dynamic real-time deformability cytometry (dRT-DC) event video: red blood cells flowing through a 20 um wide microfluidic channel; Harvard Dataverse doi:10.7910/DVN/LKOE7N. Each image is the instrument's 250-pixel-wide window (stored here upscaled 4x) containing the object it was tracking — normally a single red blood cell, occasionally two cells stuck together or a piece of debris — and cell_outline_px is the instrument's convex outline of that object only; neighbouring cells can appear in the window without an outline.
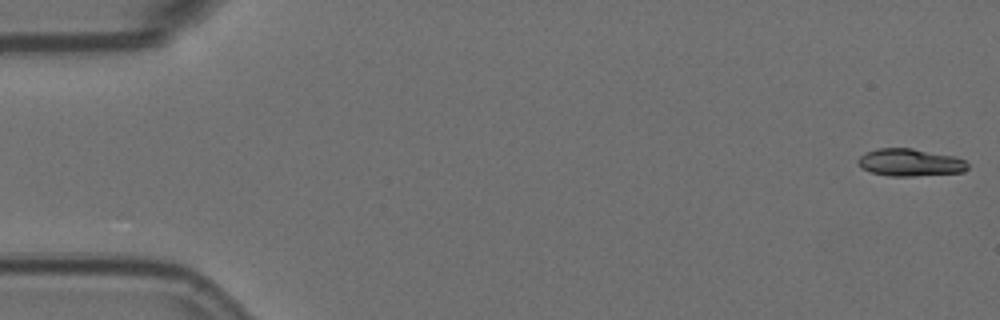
{"species": "Egyptian fruit bat (a non-hibernating species)", "species_latin": "Rousettus aegyptiacus", "temperature_condition": "room temperature", "stored_images_in_passage": 9, "camera_frame_rate_fps": 3000, "um_per_image_px": 0.085, "animal": {"sex": "female"}, "frame": {"image": 1, "passage_image": 1, "time_ms": 0.0, "image_size_px": [1000, 320], "cell_outline_px": [[968, 168], [964, 172], [916, 176], [888, 176], [872, 172], [864, 168], [856, 160], [864, 152], [876, 148], [912, 148], [956, 156], [964, 160], [968, 164]], "centroid_in_image_um": [77.38, 13.8], "position_along_channel_um": 7.6, "area_um2": 17.63}}
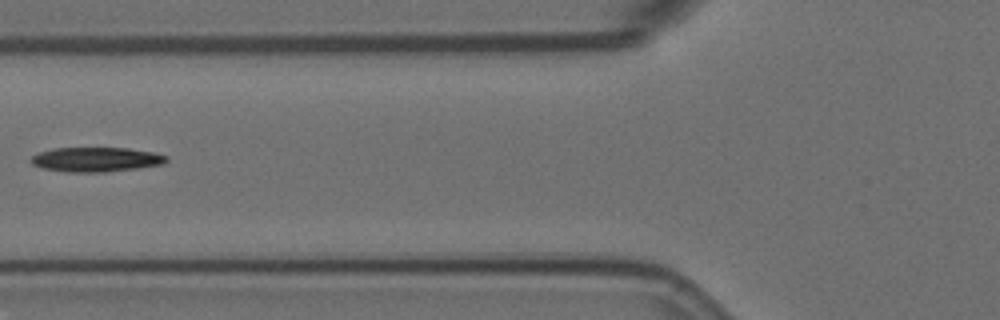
{"frame": {"image": 2, "passage_image": 7, "time_ms": 2.0, "image_size_px": [1000, 320], "cell_outline_px": [[168, 160], [164, 164], [140, 168], [104, 172], [68, 172], [44, 168], [32, 164], [28, 160], [36, 152], [56, 148], [128, 148], [156, 152], [168, 156]], "centroid_in_image_um": [8.19, 13.55], "position_along_channel_um": 117.6, "area_um2": 19.59}}
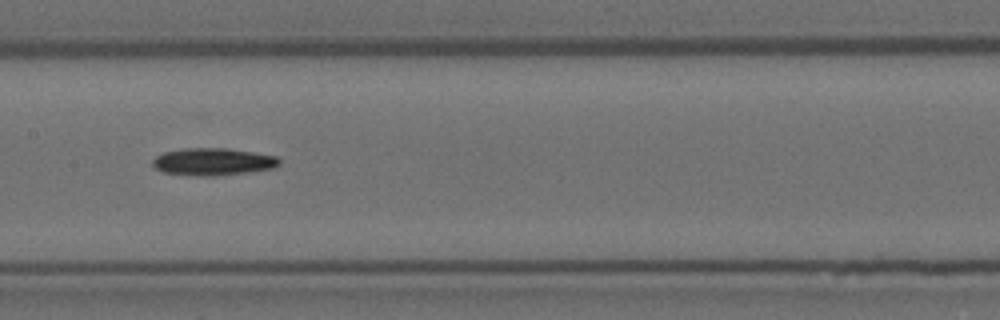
{"frame": {"image": 3, "passage_image": 9, "time_ms": 2.667, "image_size_px": [1000, 320], "cell_outline_px": [[280, 164], [272, 168], [248, 172], [212, 176], [164, 172], [156, 168], [152, 164], [152, 160], [156, 156], [164, 152], [180, 148], [228, 148], [276, 156], [280, 160]], "centroid_in_image_um": [18.1, 13.72], "position_along_channel_um": 189.3, "area_um2": 19.88}}